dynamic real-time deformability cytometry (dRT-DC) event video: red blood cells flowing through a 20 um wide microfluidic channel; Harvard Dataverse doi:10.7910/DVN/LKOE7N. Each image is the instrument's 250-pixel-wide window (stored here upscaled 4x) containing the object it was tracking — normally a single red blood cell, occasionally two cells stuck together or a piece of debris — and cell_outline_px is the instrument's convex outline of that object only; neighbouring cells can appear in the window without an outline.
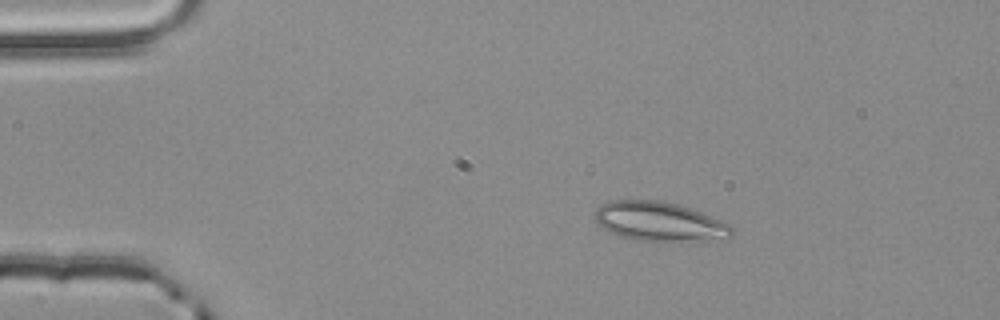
{"species": "common noctule bat (a hibernating species)", "species_latin": "Nyctalus noctula", "temperature_condition": "room temperature", "stored_images_in_passage": 54, "camera_frame_rate_fps": 3000, "um_per_image_px": 0.085, "animal": {"sex": "male", "body_mass_g": 20.4}, "frame": {"image": 1, "passage_image": 9, "time_ms": 2.667, "image_size_px": [1000, 320], "cell_outline_px": [[732, 236], [704, 240], [636, 240], [620, 236], [596, 224], [596, 208], [600, 204], [608, 200], [664, 200], [700, 212], [720, 220], [728, 224], [732, 228]], "centroid_in_image_um": [55.98, 18.8], "position_along_channel_um": 29.0, "area_um2": 30.75}}
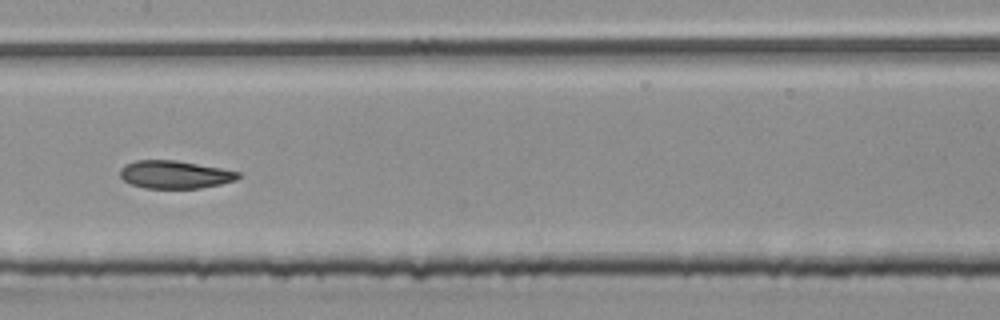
{"frame": {"image": 2, "passage_image": 27, "time_ms": 8.667, "image_size_px": [1000, 320], "cell_outline_px": [[240, 176], [236, 180], [220, 184], [200, 188], [144, 188], [132, 184], [124, 180], [120, 176], [120, 168], [124, 164], [136, 160], [176, 160], [220, 168], [240, 172]], "centroid_in_image_um": [14.84, 14.83], "position_along_channel_um": 192.6, "area_um2": 19.13}}
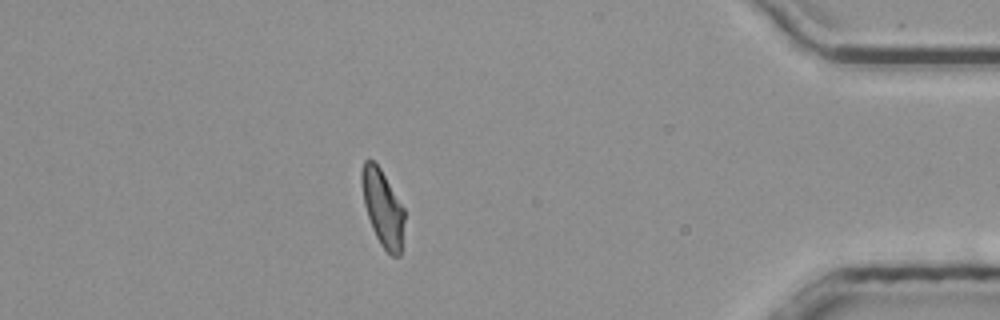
{"frame": {"image": 3, "passage_image": 47, "time_ms": 15.333, "image_size_px": [1000, 320], "cell_outline_px": [[404, 220], [400, 256], [392, 256], [380, 244], [372, 228], [364, 204], [360, 180], [360, 172], [364, 160], [372, 160], [380, 168], [404, 208]], "centroid_in_image_um": [32.51, 17.66], "position_along_channel_um": 402.7, "area_um2": 18.9}, "authors_computed_cell_mechanics": {"area_um2": 19.9988, "velocity_mm_per_s": 3.8373, "shape_relaxation_time_tau1_ms": 4.9425, "shape_relaxation_time_tau2_ms": 2.6615, "deformation_change_tau1": 0.1519, "deformation_change_tau2": 0.0957}}